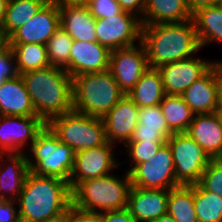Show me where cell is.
Instances as JSON below:
<instances>
[{"label": "cell", "instance_id": "obj_1", "mask_svg": "<svg viewBox=\"0 0 222 222\" xmlns=\"http://www.w3.org/2000/svg\"><path fill=\"white\" fill-rule=\"evenodd\" d=\"M21 222H45L64 215L72 204L69 183L29 171L17 199Z\"/></svg>", "mask_w": 222, "mask_h": 222}, {"label": "cell", "instance_id": "obj_2", "mask_svg": "<svg viewBox=\"0 0 222 222\" xmlns=\"http://www.w3.org/2000/svg\"><path fill=\"white\" fill-rule=\"evenodd\" d=\"M141 42L150 68L193 57L202 49L192 19L179 23L142 25Z\"/></svg>", "mask_w": 222, "mask_h": 222}, {"label": "cell", "instance_id": "obj_3", "mask_svg": "<svg viewBox=\"0 0 222 222\" xmlns=\"http://www.w3.org/2000/svg\"><path fill=\"white\" fill-rule=\"evenodd\" d=\"M36 115L46 124L73 110L72 77L62 68L48 66L21 74Z\"/></svg>", "mask_w": 222, "mask_h": 222}, {"label": "cell", "instance_id": "obj_4", "mask_svg": "<svg viewBox=\"0 0 222 222\" xmlns=\"http://www.w3.org/2000/svg\"><path fill=\"white\" fill-rule=\"evenodd\" d=\"M124 174L121 178L111 172L79 182L71 190L72 204L79 209L99 214L126 209L132 185L130 174L127 171Z\"/></svg>", "mask_w": 222, "mask_h": 222}, {"label": "cell", "instance_id": "obj_5", "mask_svg": "<svg viewBox=\"0 0 222 222\" xmlns=\"http://www.w3.org/2000/svg\"><path fill=\"white\" fill-rule=\"evenodd\" d=\"M73 110L102 118L125 95L108 69L72 78Z\"/></svg>", "mask_w": 222, "mask_h": 222}, {"label": "cell", "instance_id": "obj_6", "mask_svg": "<svg viewBox=\"0 0 222 222\" xmlns=\"http://www.w3.org/2000/svg\"><path fill=\"white\" fill-rule=\"evenodd\" d=\"M28 151H26V157L32 173L54 176L69 182L76 152L61 142L47 124L37 134Z\"/></svg>", "mask_w": 222, "mask_h": 222}, {"label": "cell", "instance_id": "obj_7", "mask_svg": "<svg viewBox=\"0 0 222 222\" xmlns=\"http://www.w3.org/2000/svg\"><path fill=\"white\" fill-rule=\"evenodd\" d=\"M47 125L61 142L75 152L92 149L108 142L102 118L75 110L53 117Z\"/></svg>", "mask_w": 222, "mask_h": 222}, {"label": "cell", "instance_id": "obj_8", "mask_svg": "<svg viewBox=\"0 0 222 222\" xmlns=\"http://www.w3.org/2000/svg\"><path fill=\"white\" fill-rule=\"evenodd\" d=\"M167 144L172 152L176 182L179 185L199 183L212 160L204 149L186 133H173Z\"/></svg>", "mask_w": 222, "mask_h": 222}, {"label": "cell", "instance_id": "obj_9", "mask_svg": "<svg viewBox=\"0 0 222 222\" xmlns=\"http://www.w3.org/2000/svg\"><path fill=\"white\" fill-rule=\"evenodd\" d=\"M129 174L131 185L135 187L170 190L179 186L172 152L167 143L149 161L137 164Z\"/></svg>", "mask_w": 222, "mask_h": 222}, {"label": "cell", "instance_id": "obj_10", "mask_svg": "<svg viewBox=\"0 0 222 222\" xmlns=\"http://www.w3.org/2000/svg\"><path fill=\"white\" fill-rule=\"evenodd\" d=\"M141 19L123 11L111 18L96 19L97 42L110 51L136 45L141 41Z\"/></svg>", "mask_w": 222, "mask_h": 222}, {"label": "cell", "instance_id": "obj_11", "mask_svg": "<svg viewBox=\"0 0 222 222\" xmlns=\"http://www.w3.org/2000/svg\"><path fill=\"white\" fill-rule=\"evenodd\" d=\"M148 67L147 53L141 41L137 45L110 51L109 70L126 95Z\"/></svg>", "mask_w": 222, "mask_h": 222}, {"label": "cell", "instance_id": "obj_12", "mask_svg": "<svg viewBox=\"0 0 222 222\" xmlns=\"http://www.w3.org/2000/svg\"><path fill=\"white\" fill-rule=\"evenodd\" d=\"M45 125L38 116L0 115V153H26Z\"/></svg>", "mask_w": 222, "mask_h": 222}, {"label": "cell", "instance_id": "obj_13", "mask_svg": "<svg viewBox=\"0 0 222 222\" xmlns=\"http://www.w3.org/2000/svg\"><path fill=\"white\" fill-rule=\"evenodd\" d=\"M113 147L116 145L107 142L105 145L76 152L68 182L71 190L81 181L107 175L120 166Z\"/></svg>", "mask_w": 222, "mask_h": 222}, {"label": "cell", "instance_id": "obj_14", "mask_svg": "<svg viewBox=\"0 0 222 222\" xmlns=\"http://www.w3.org/2000/svg\"><path fill=\"white\" fill-rule=\"evenodd\" d=\"M60 26L59 5L49 0L31 20L20 26L8 37V44L46 45Z\"/></svg>", "mask_w": 222, "mask_h": 222}, {"label": "cell", "instance_id": "obj_15", "mask_svg": "<svg viewBox=\"0 0 222 222\" xmlns=\"http://www.w3.org/2000/svg\"><path fill=\"white\" fill-rule=\"evenodd\" d=\"M197 57L195 55L157 68L166 94L181 95L216 63Z\"/></svg>", "mask_w": 222, "mask_h": 222}, {"label": "cell", "instance_id": "obj_16", "mask_svg": "<svg viewBox=\"0 0 222 222\" xmlns=\"http://www.w3.org/2000/svg\"><path fill=\"white\" fill-rule=\"evenodd\" d=\"M102 120L107 141L125 146L139 124V107L125 94Z\"/></svg>", "mask_w": 222, "mask_h": 222}, {"label": "cell", "instance_id": "obj_17", "mask_svg": "<svg viewBox=\"0 0 222 222\" xmlns=\"http://www.w3.org/2000/svg\"><path fill=\"white\" fill-rule=\"evenodd\" d=\"M110 50L94 42L73 40L70 62L64 70L73 78L87 73L103 72L109 69Z\"/></svg>", "mask_w": 222, "mask_h": 222}, {"label": "cell", "instance_id": "obj_18", "mask_svg": "<svg viewBox=\"0 0 222 222\" xmlns=\"http://www.w3.org/2000/svg\"><path fill=\"white\" fill-rule=\"evenodd\" d=\"M169 190L131 186L127 207L137 222H151L167 213Z\"/></svg>", "mask_w": 222, "mask_h": 222}, {"label": "cell", "instance_id": "obj_19", "mask_svg": "<svg viewBox=\"0 0 222 222\" xmlns=\"http://www.w3.org/2000/svg\"><path fill=\"white\" fill-rule=\"evenodd\" d=\"M181 97L195 114L213 113L217 110V60Z\"/></svg>", "mask_w": 222, "mask_h": 222}, {"label": "cell", "instance_id": "obj_20", "mask_svg": "<svg viewBox=\"0 0 222 222\" xmlns=\"http://www.w3.org/2000/svg\"><path fill=\"white\" fill-rule=\"evenodd\" d=\"M211 159H222V125L215 112L195 114L186 131Z\"/></svg>", "mask_w": 222, "mask_h": 222}, {"label": "cell", "instance_id": "obj_21", "mask_svg": "<svg viewBox=\"0 0 222 222\" xmlns=\"http://www.w3.org/2000/svg\"><path fill=\"white\" fill-rule=\"evenodd\" d=\"M0 161V197L17 200L30 171L26 153H0Z\"/></svg>", "mask_w": 222, "mask_h": 222}, {"label": "cell", "instance_id": "obj_22", "mask_svg": "<svg viewBox=\"0 0 222 222\" xmlns=\"http://www.w3.org/2000/svg\"><path fill=\"white\" fill-rule=\"evenodd\" d=\"M60 25L73 40L97 41L96 18L86 5H59Z\"/></svg>", "mask_w": 222, "mask_h": 222}, {"label": "cell", "instance_id": "obj_23", "mask_svg": "<svg viewBox=\"0 0 222 222\" xmlns=\"http://www.w3.org/2000/svg\"><path fill=\"white\" fill-rule=\"evenodd\" d=\"M0 115L37 116L21 75L1 83Z\"/></svg>", "mask_w": 222, "mask_h": 222}, {"label": "cell", "instance_id": "obj_24", "mask_svg": "<svg viewBox=\"0 0 222 222\" xmlns=\"http://www.w3.org/2000/svg\"><path fill=\"white\" fill-rule=\"evenodd\" d=\"M192 19L186 0H146L142 25L179 23Z\"/></svg>", "mask_w": 222, "mask_h": 222}, {"label": "cell", "instance_id": "obj_25", "mask_svg": "<svg viewBox=\"0 0 222 222\" xmlns=\"http://www.w3.org/2000/svg\"><path fill=\"white\" fill-rule=\"evenodd\" d=\"M169 130L160 105L139 108V124L129 142L167 141Z\"/></svg>", "mask_w": 222, "mask_h": 222}, {"label": "cell", "instance_id": "obj_26", "mask_svg": "<svg viewBox=\"0 0 222 222\" xmlns=\"http://www.w3.org/2000/svg\"><path fill=\"white\" fill-rule=\"evenodd\" d=\"M165 95L159 70L150 67L127 94L139 108L159 105Z\"/></svg>", "mask_w": 222, "mask_h": 222}, {"label": "cell", "instance_id": "obj_27", "mask_svg": "<svg viewBox=\"0 0 222 222\" xmlns=\"http://www.w3.org/2000/svg\"><path fill=\"white\" fill-rule=\"evenodd\" d=\"M192 20L201 48L210 43H222V12L216 5L195 10Z\"/></svg>", "mask_w": 222, "mask_h": 222}, {"label": "cell", "instance_id": "obj_28", "mask_svg": "<svg viewBox=\"0 0 222 222\" xmlns=\"http://www.w3.org/2000/svg\"><path fill=\"white\" fill-rule=\"evenodd\" d=\"M159 105L169 130L172 133H186L195 113L185 104L181 95L166 94Z\"/></svg>", "mask_w": 222, "mask_h": 222}, {"label": "cell", "instance_id": "obj_29", "mask_svg": "<svg viewBox=\"0 0 222 222\" xmlns=\"http://www.w3.org/2000/svg\"><path fill=\"white\" fill-rule=\"evenodd\" d=\"M49 0H8L3 24L8 38L20 26L27 23Z\"/></svg>", "mask_w": 222, "mask_h": 222}, {"label": "cell", "instance_id": "obj_30", "mask_svg": "<svg viewBox=\"0 0 222 222\" xmlns=\"http://www.w3.org/2000/svg\"><path fill=\"white\" fill-rule=\"evenodd\" d=\"M167 214L176 222H198L194 208V184L169 190Z\"/></svg>", "mask_w": 222, "mask_h": 222}, {"label": "cell", "instance_id": "obj_31", "mask_svg": "<svg viewBox=\"0 0 222 222\" xmlns=\"http://www.w3.org/2000/svg\"><path fill=\"white\" fill-rule=\"evenodd\" d=\"M14 55L18 75L50 66L46 45L8 44Z\"/></svg>", "mask_w": 222, "mask_h": 222}, {"label": "cell", "instance_id": "obj_32", "mask_svg": "<svg viewBox=\"0 0 222 222\" xmlns=\"http://www.w3.org/2000/svg\"><path fill=\"white\" fill-rule=\"evenodd\" d=\"M194 208L198 222H222V197L194 184Z\"/></svg>", "mask_w": 222, "mask_h": 222}, {"label": "cell", "instance_id": "obj_33", "mask_svg": "<svg viewBox=\"0 0 222 222\" xmlns=\"http://www.w3.org/2000/svg\"><path fill=\"white\" fill-rule=\"evenodd\" d=\"M72 44L73 39L60 26L46 44L50 64L64 69L70 62Z\"/></svg>", "mask_w": 222, "mask_h": 222}, {"label": "cell", "instance_id": "obj_34", "mask_svg": "<svg viewBox=\"0 0 222 222\" xmlns=\"http://www.w3.org/2000/svg\"><path fill=\"white\" fill-rule=\"evenodd\" d=\"M166 143L167 141L128 142L124 147L133 166L126 171L129 173L137 164L149 161Z\"/></svg>", "mask_w": 222, "mask_h": 222}, {"label": "cell", "instance_id": "obj_35", "mask_svg": "<svg viewBox=\"0 0 222 222\" xmlns=\"http://www.w3.org/2000/svg\"><path fill=\"white\" fill-rule=\"evenodd\" d=\"M199 184L205 190L222 197V159H212L209 162Z\"/></svg>", "mask_w": 222, "mask_h": 222}, {"label": "cell", "instance_id": "obj_36", "mask_svg": "<svg viewBox=\"0 0 222 222\" xmlns=\"http://www.w3.org/2000/svg\"><path fill=\"white\" fill-rule=\"evenodd\" d=\"M86 6L96 19L111 18L124 11L116 0H89Z\"/></svg>", "mask_w": 222, "mask_h": 222}, {"label": "cell", "instance_id": "obj_37", "mask_svg": "<svg viewBox=\"0 0 222 222\" xmlns=\"http://www.w3.org/2000/svg\"><path fill=\"white\" fill-rule=\"evenodd\" d=\"M18 75L15 59L11 47L7 44L0 50V85L9 78H14Z\"/></svg>", "mask_w": 222, "mask_h": 222}, {"label": "cell", "instance_id": "obj_38", "mask_svg": "<svg viewBox=\"0 0 222 222\" xmlns=\"http://www.w3.org/2000/svg\"><path fill=\"white\" fill-rule=\"evenodd\" d=\"M65 222H100V214L85 211L71 204L63 215Z\"/></svg>", "mask_w": 222, "mask_h": 222}, {"label": "cell", "instance_id": "obj_39", "mask_svg": "<svg viewBox=\"0 0 222 222\" xmlns=\"http://www.w3.org/2000/svg\"><path fill=\"white\" fill-rule=\"evenodd\" d=\"M17 200H6L0 197V222H21Z\"/></svg>", "mask_w": 222, "mask_h": 222}, {"label": "cell", "instance_id": "obj_40", "mask_svg": "<svg viewBox=\"0 0 222 222\" xmlns=\"http://www.w3.org/2000/svg\"><path fill=\"white\" fill-rule=\"evenodd\" d=\"M100 222H137L127 209L100 214Z\"/></svg>", "mask_w": 222, "mask_h": 222}, {"label": "cell", "instance_id": "obj_41", "mask_svg": "<svg viewBox=\"0 0 222 222\" xmlns=\"http://www.w3.org/2000/svg\"><path fill=\"white\" fill-rule=\"evenodd\" d=\"M124 11L135 14L140 19L143 18L146 0H116Z\"/></svg>", "mask_w": 222, "mask_h": 222}, {"label": "cell", "instance_id": "obj_42", "mask_svg": "<svg viewBox=\"0 0 222 222\" xmlns=\"http://www.w3.org/2000/svg\"><path fill=\"white\" fill-rule=\"evenodd\" d=\"M219 0H186L192 13L202 7L217 5Z\"/></svg>", "mask_w": 222, "mask_h": 222}, {"label": "cell", "instance_id": "obj_43", "mask_svg": "<svg viewBox=\"0 0 222 222\" xmlns=\"http://www.w3.org/2000/svg\"><path fill=\"white\" fill-rule=\"evenodd\" d=\"M217 109H222V69L217 62Z\"/></svg>", "mask_w": 222, "mask_h": 222}, {"label": "cell", "instance_id": "obj_44", "mask_svg": "<svg viewBox=\"0 0 222 222\" xmlns=\"http://www.w3.org/2000/svg\"><path fill=\"white\" fill-rule=\"evenodd\" d=\"M58 5H86L89 0H52Z\"/></svg>", "mask_w": 222, "mask_h": 222}, {"label": "cell", "instance_id": "obj_45", "mask_svg": "<svg viewBox=\"0 0 222 222\" xmlns=\"http://www.w3.org/2000/svg\"><path fill=\"white\" fill-rule=\"evenodd\" d=\"M7 1L8 0H0V30L2 31H3Z\"/></svg>", "mask_w": 222, "mask_h": 222}, {"label": "cell", "instance_id": "obj_46", "mask_svg": "<svg viewBox=\"0 0 222 222\" xmlns=\"http://www.w3.org/2000/svg\"><path fill=\"white\" fill-rule=\"evenodd\" d=\"M151 222H176V220L166 213Z\"/></svg>", "mask_w": 222, "mask_h": 222}, {"label": "cell", "instance_id": "obj_47", "mask_svg": "<svg viewBox=\"0 0 222 222\" xmlns=\"http://www.w3.org/2000/svg\"><path fill=\"white\" fill-rule=\"evenodd\" d=\"M8 44V38L4 35V32L0 30V50H2Z\"/></svg>", "mask_w": 222, "mask_h": 222}, {"label": "cell", "instance_id": "obj_48", "mask_svg": "<svg viewBox=\"0 0 222 222\" xmlns=\"http://www.w3.org/2000/svg\"><path fill=\"white\" fill-rule=\"evenodd\" d=\"M216 115L218 116L219 118V121H220V124L222 125V109H217L215 111Z\"/></svg>", "mask_w": 222, "mask_h": 222}, {"label": "cell", "instance_id": "obj_49", "mask_svg": "<svg viewBox=\"0 0 222 222\" xmlns=\"http://www.w3.org/2000/svg\"><path fill=\"white\" fill-rule=\"evenodd\" d=\"M45 222H65V221H64V217L61 216V217L56 218V219H54V220L45 221Z\"/></svg>", "mask_w": 222, "mask_h": 222}, {"label": "cell", "instance_id": "obj_50", "mask_svg": "<svg viewBox=\"0 0 222 222\" xmlns=\"http://www.w3.org/2000/svg\"><path fill=\"white\" fill-rule=\"evenodd\" d=\"M216 6H217V7L219 8V10L222 12V0H219Z\"/></svg>", "mask_w": 222, "mask_h": 222}, {"label": "cell", "instance_id": "obj_51", "mask_svg": "<svg viewBox=\"0 0 222 222\" xmlns=\"http://www.w3.org/2000/svg\"><path fill=\"white\" fill-rule=\"evenodd\" d=\"M217 62L220 64L221 69H222V61H221V60H220V61L218 60Z\"/></svg>", "mask_w": 222, "mask_h": 222}]
</instances>
